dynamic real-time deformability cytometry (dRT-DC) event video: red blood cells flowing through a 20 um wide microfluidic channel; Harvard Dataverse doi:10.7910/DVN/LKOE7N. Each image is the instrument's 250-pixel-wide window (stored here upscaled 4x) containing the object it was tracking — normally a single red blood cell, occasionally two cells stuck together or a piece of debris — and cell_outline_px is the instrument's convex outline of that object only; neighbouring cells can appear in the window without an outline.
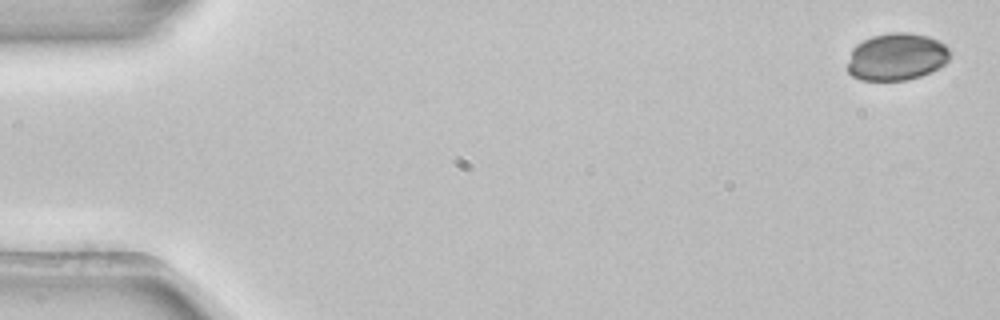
{"species": "common noctule bat (a hibernating species)", "species_latin": "Nyctalus noctula", "temperature_condition": "room temperature", "stored_images_in_passage": 4, "camera_frame_rate_fps": 3000, "um_per_image_px": 0.085, "animal": {"sex": "female", "body_mass_g": 22.7, "forearm_length_mm": 54.2}, "frame": {"image": 1, "passage_image": 1, "time_ms": 0.0, "image_size_px": [1000, 320], "cell_outline_px": [[952, 56], [940, 68], [920, 76], [904, 80], [860, 80], [852, 76], [848, 72], [848, 64], [852, 48], [856, 44], [872, 36], [892, 32], [908, 32], [928, 36], [944, 44], [952, 52]], "centroid_in_image_um": [76.23, 4.83], "position_along_channel_um": 8.8, "area_um2": 28.38}}
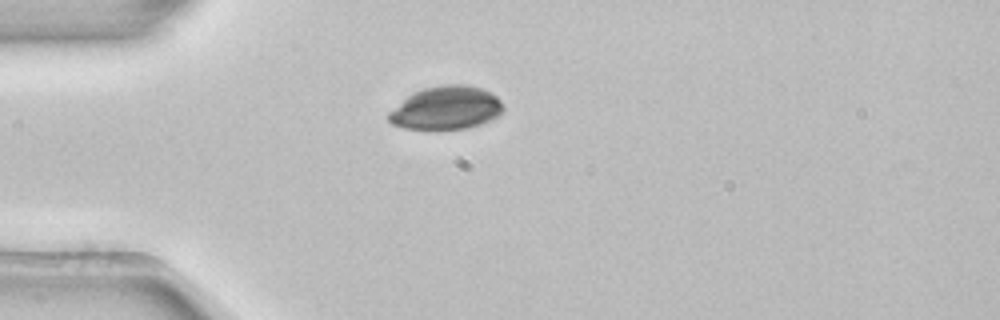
{"frame": {"image": 2, "passage_image": 4, "time_ms": 1.0, "image_size_px": [1000, 320], "cell_outline_px": [[504, 108], [496, 116], [480, 124], [468, 128], [404, 128], [392, 124], [388, 120], [388, 112], [412, 92], [424, 88], [440, 84], [464, 84], [480, 88], [492, 92], [504, 104]], "centroid_in_image_um": [37.91, 9.14], "position_along_channel_um": 47.1, "area_um2": 28.67}}